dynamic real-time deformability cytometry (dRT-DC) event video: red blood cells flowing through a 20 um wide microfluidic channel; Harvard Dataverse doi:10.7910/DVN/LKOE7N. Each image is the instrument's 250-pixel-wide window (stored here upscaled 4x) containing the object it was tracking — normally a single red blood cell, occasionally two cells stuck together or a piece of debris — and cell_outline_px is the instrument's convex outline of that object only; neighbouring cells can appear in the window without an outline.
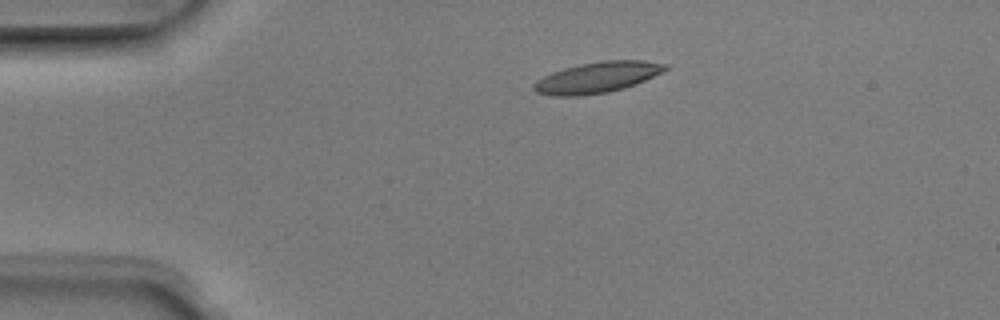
{"species": "Egyptian fruit bat (a non-hibernating species)", "species_latin": "Rousettus aegyptiacus", "temperature_condition": "room temperature", "stored_images_in_passage": 5, "camera_frame_rate_fps": 3000, "um_per_image_px": 0.085, "animal": {"sex": "male"}, "frame": {"image": 1, "passage_image": 3, "time_ms": 0.667, "image_size_px": [1000, 320], "cell_outline_px": [[668, 68], [664, 72], [624, 88], [608, 92], [580, 96], [552, 96], [536, 92], [532, 88], [532, 84], [536, 80], [552, 72], [564, 68], [580, 64], [604, 60], [644, 60], [668, 64]], "centroid_in_image_um": [50.76, 6.58], "position_along_channel_um": 34.2, "area_um2": 23.76}}